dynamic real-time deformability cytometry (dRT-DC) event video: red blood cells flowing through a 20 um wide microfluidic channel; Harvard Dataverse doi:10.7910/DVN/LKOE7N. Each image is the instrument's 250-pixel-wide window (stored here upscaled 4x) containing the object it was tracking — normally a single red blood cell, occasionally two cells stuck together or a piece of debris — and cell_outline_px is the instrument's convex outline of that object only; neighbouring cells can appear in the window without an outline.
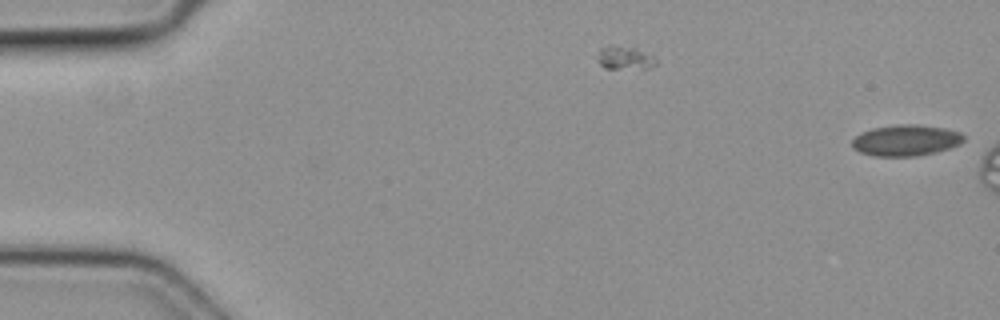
{"species": "common noctule bat (a hibernating species)", "species_latin": "Nyctalus noctula", "temperature_condition": "cold", "stored_images_in_passage": 2, "camera_frame_rate_fps": 3000, "um_per_image_px": 0.085, "animal": {"sex": "female", "body_mass_g": 19.3, "forearm_length_mm": 54.1}, "frame": {"image": 1, "passage_image": 2, "time_ms": 0.333, "image_size_px": [1000, 320], "cell_outline_px": [[964, 140], [960, 144], [936, 152], [916, 156], [876, 156], [860, 152], [852, 148], [852, 140], [860, 132], [872, 128], [896, 124], [916, 124], [944, 128], [960, 132], [964, 136]], "centroid_in_image_um": [76.98, 11.92], "position_along_channel_um": 8.0, "area_um2": 20.29}}